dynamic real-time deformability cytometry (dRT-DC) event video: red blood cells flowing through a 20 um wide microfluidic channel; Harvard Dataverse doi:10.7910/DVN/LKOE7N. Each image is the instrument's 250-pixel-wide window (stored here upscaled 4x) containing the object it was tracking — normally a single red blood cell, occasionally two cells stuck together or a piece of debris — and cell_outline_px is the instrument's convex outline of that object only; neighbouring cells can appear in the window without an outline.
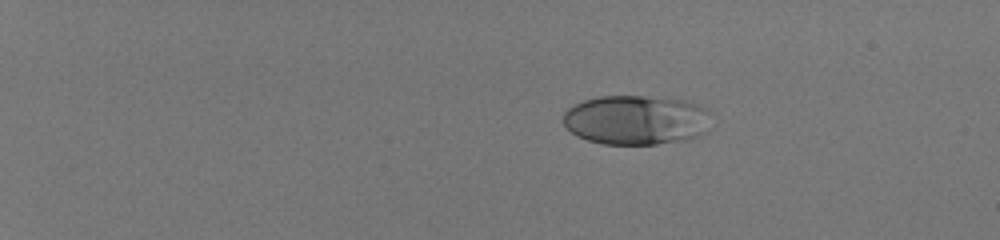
{"species": "human", "species_latin": "Homo sapiens", "temperature_condition": "room temperature", "stored_images_in_passage": 45, "camera_frame_rate_fps": 3000, "um_per_image_px": 0.085, "donor": {"sex": "male"}, "frame": {"image": 1, "passage_image": 1, "time_ms": 0.0, "image_size_px": [1000, 240], "cell_outline_px": [[708, 132], [700, 136], [688, 140], [656, 144], [604, 144], [588, 140], [576, 136], [564, 124], [564, 112], [568, 108], [584, 100], [600, 96], [644, 96], [684, 100], [708, 108]], "centroid_in_image_um": [54.1, 10.2], "position_along_channel_um": 30.9, "area_um2": 42.89}}
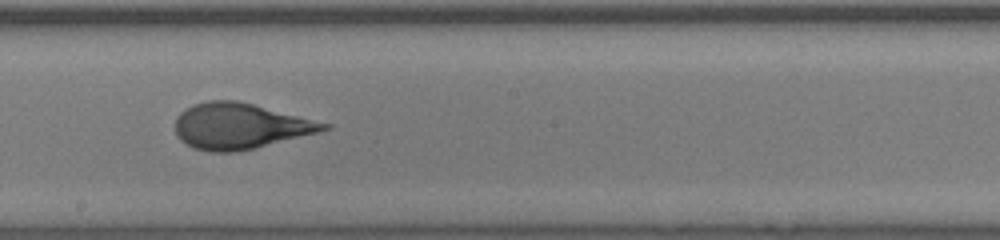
{"frame": {"image": 2, "passage_image": 26, "time_ms": 8.333, "image_size_px": [1000, 240], "cell_outline_px": [[332, 128], [320, 132], [252, 148], [232, 152], [208, 152], [196, 148], [180, 140], [176, 136], [176, 116], [180, 112], [192, 104], [208, 100], [236, 100], [332, 124]], "centroid_in_image_um": [20.39, 10.71], "position_along_channel_um": 227.8, "area_um2": 39.36}}
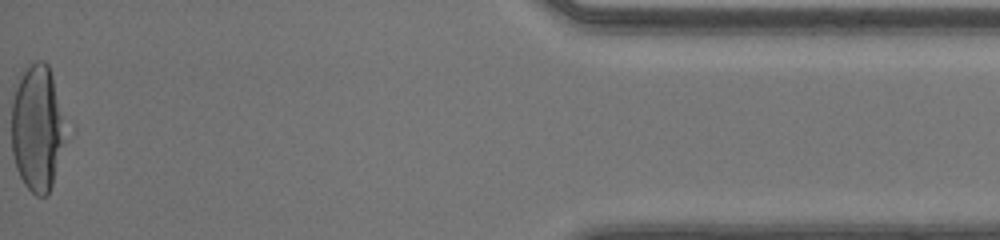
{"frame": {"image": 3, "passage_image": 45, "time_ms": 14.667, "image_size_px": [1000, 240], "cell_outline_px": [[60, 144], [52, 184], [48, 196], [36, 196], [24, 184], [16, 168], [12, 152], [12, 88], [20, 72], [36, 60], [44, 60], [48, 64], [52, 76], [60, 120]], "centroid_in_image_um": [3.03, 10.84], "position_along_channel_um": 432.2, "area_um2": 38.03}, "authors_computed_cell_mechanics": {"area_um2": 39.3618, "velocity_mm_per_s": 4.1324, "shape_relaxation_time_tau1_ms": 4.1656, "shape_relaxation_time_tau2_ms": null, "deformation_change_tau1": 0.2203, "deformation_change_tau2": null}}